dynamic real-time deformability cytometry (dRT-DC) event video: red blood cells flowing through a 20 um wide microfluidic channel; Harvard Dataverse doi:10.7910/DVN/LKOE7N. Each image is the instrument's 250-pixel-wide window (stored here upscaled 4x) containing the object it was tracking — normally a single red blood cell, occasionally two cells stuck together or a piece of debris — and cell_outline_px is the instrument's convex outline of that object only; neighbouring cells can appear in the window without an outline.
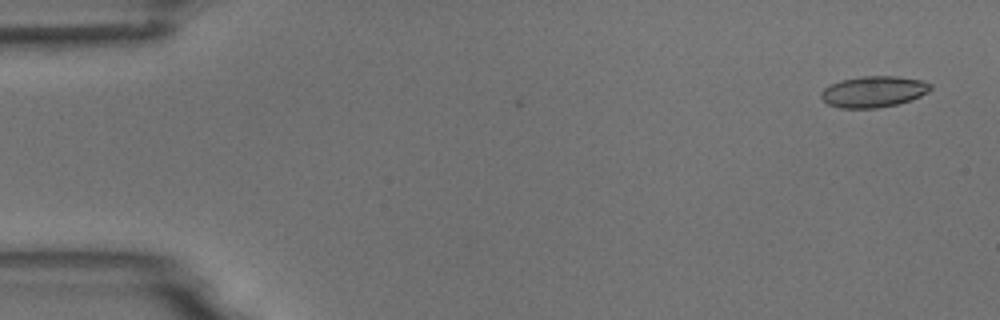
{"species": "common noctule bat (a hibernating species)", "species_latin": "Nyctalus noctula", "temperature_condition": "room temperature", "stored_images_in_passage": 4, "camera_frame_rate_fps": 3000, "um_per_image_px": 0.085, "animal": {"sex": "male", "body_mass_g": 18.8}, "frame": {"image": 1, "passage_image": 1, "time_ms": 0.0, "image_size_px": [1000, 320], "cell_outline_px": [[932, 88], [928, 92], [920, 96], [896, 104], [876, 108], [840, 108], [828, 104], [820, 96], [820, 92], [824, 88], [840, 80], [864, 76], [896, 76], [920, 80], [932, 84]], "centroid_in_image_um": [74.24, 7.79], "position_along_channel_um": 10.8, "area_um2": 19.71}}
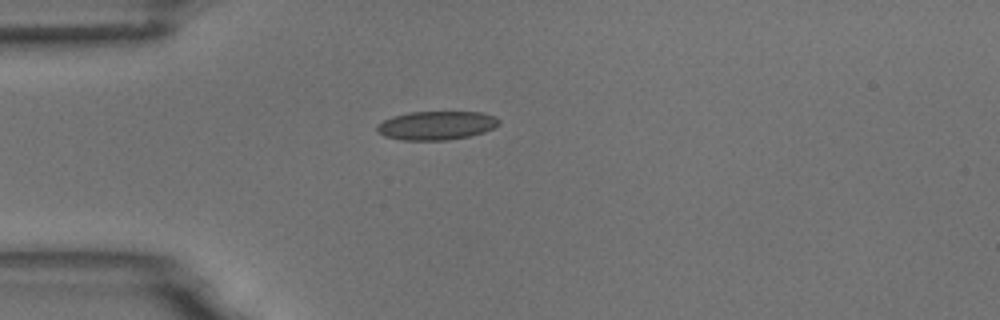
{"frame": {"image": 2, "passage_image": 4, "time_ms": 4.0, "image_size_px": [1000, 320], "cell_outline_px": [[500, 124], [484, 132], [468, 136], [448, 140], [400, 140], [384, 136], [376, 132], [376, 124], [392, 116], [408, 112], [480, 112], [496, 116], [500, 120]], "centroid_in_image_um": [37.06, 10.66], "position_along_channel_um": 47.9, "area_um2": 20.58}}